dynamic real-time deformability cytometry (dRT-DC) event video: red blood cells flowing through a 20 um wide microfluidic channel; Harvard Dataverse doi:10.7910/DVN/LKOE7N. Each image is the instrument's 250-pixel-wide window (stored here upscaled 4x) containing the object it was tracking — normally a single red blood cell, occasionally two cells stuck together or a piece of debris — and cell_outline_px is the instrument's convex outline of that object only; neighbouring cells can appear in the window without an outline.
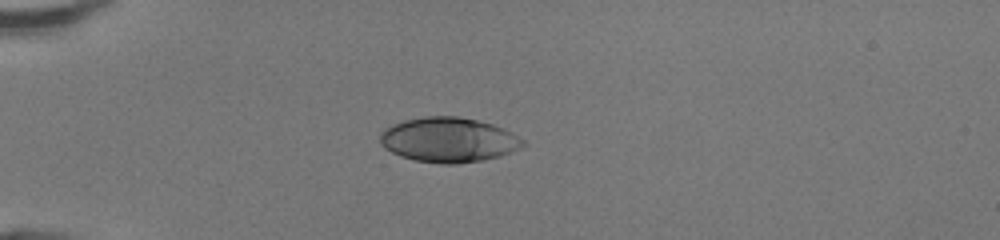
{"species": "human", "species_latin": "Homo sapiens", "temperature_condition": "room temperature", "stored_images_in_passage": 35, "camera_frame_rate_fps": 3000, "um_per_image_px": 0.085, "donor": {"sex": "female"}, "frame": {"image": 1, "passage_image": 1, "time_ms": 0.0, "image_size_px": [1000, 240], "cell_outline_px": [[528, 144], [520, 148], [500, 156], [484, 160], [456, 164], [444, 164], [416, 160], [400, 156], [384, 148], [380, 144], [380, 132], [384, 128], [392, 124], [404, 120], [424, 116], [460, 116], [492, 124], [504, 128], [524, 140]], "centroid_in_image_um": [38.12, 11.88], "position_along_channel_um": 46.9, "area_um2": 37.51}}
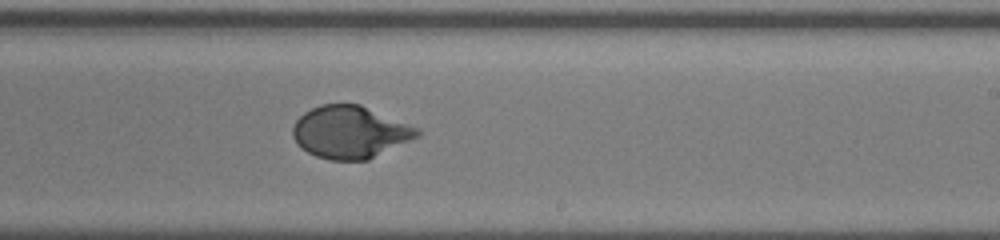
{"frame": {"image": 2, "passage_image": 18, "time_ms": 5.667, "image_size_px": [1000, 240], "cell_outline_px": [[420, 136], [368, 160], [328, 160], [316, 156], [300, 148], [296, 144], [292, 136], [292, 128], [296, 120], [304, 112], [320, 104], [360, 104], [420, 128]], "centroid_in_image_um": [29.75, 11.23], "position_along_channel_um": 259.3, "area_um2": 38.26}}
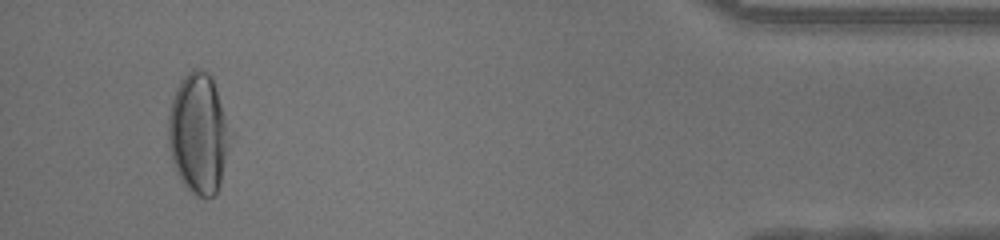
{"frame": {"image": 3, "passage_image": 33, "time_ms": 10.667, "image_size_px": [1000, 240], "cell_outline_px": [[236, 132], [220, 184], [216, 192], [212, 196], [196, 196], [180, 180], [176, 172], [172, 160], [168, 144], [168, 116], [172, 100], [180, 80], [192, 68], [196, 68], [208, 72], [212, 76]], "centroid_in_image_um": [16.96, 11.32], "position_along_channel_um": 418.2, "area_um2": 45.03}, "authors_computed_cell_mechanics": {"area_um2": 38.2058, "velocity_mm_per_s": 4.3026, "shape_relaxation_time_tau1_ms": 4.0216, "shape_relaxation_time_tau2_ms": null, "deformation_change_tau1": 0.2043, "deformation_change_tau2": null}}